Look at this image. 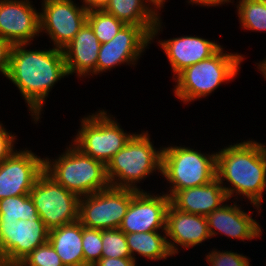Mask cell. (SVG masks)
Here are the masks:
<instances>
[{
  "label": "cell",
  "mask_w": 266,
  "mask_h": 266,
  "mask_svg": "<svg viewBox=\"0 0 266 266\" xmlns=\"http://www.w3.org/2000/svg\"><path fill=\"white\" fill-rule=\"evenodd\" d=\"M32 44L12 46L6 79L11 81L27 105L33 123L38 124L49 94L56 83L68 77L62 49H30ZM27 47H29L27 49Z\"/></svg>",
  "instance_id": "6da1fadb"
},
{
  "label": "cell",
  "mask_w": 266,
  "mask_h": 266,
  "mask_svg": "<svg viewBox=\"0 0 266 266\" xmlns=\"http://www.w3.org/2000/svg\"><path fill=\"white\" fill-rule=\"evenodd\" d=\"M248 139L216 150V178L228 199L247 200L260 216L266 191V143Z\"/></svg>",
  "instance_id": "7a4b0ae2"
},
{
  "label": "cell",
  "mask_w": 266,
  "mask_h": 266,
  "mask_svg": "<svg viewBox=\"0 0 266 266\" xmlns=\"http://www.w3.org/2000/svg\"><path fill=\"white\" fill-rule=\"evenodd\" d=\"M48 238L30 195L0 200V266L19 264Z\"/></svg>",
  "instance_id": "3957f363"
},
{
  "label": "cell",
  "mask_w": 266,
  "mask_h": 266,
  "mask_svg": "<svg viewBox=\"0 0 266 266\" xmlns=\"http://www.w3.org/2000/svg\"><path fill=\"white\" fill-rule=\"evenodd\" d=\"M221 47L214 55L179 72L173 82L175 98L184 104L209 97L222 84L231 83L240 73L245 55ZM239 72V73H238Z\"/></svg>",
  "instance_id": "277c9868"
},
{
  "label": "cell",
  "mask_w": 266,
  "mask_h": 266,
  "mask_svg": "<svg viewBox=\"0 0 266 266\" xmlns=\"http://www.w3.org/2000/svg\"><path fill=\"white\" fill-rule=\"evenodd\" d=\"M151 137L148 130L141 129L113 156L106 166L111 187L144 191L138 184L154 173L161 176L162 146L155 147Z\"/></svg>",
  "instance_id": "5b68a950"
},
{
  "label": "cell",
  "mask_w": 266,
  "mask_h": 266,
  "mask_svg": "<svg viewBox=\"0 0 266 266\" xmlns=\"http://www.w3.org/2000/svg\"><path fill=\"white\" fill-rule=\"evenodd\" d=\"M44 157V171L79 198L107 189L106 166L85 155L71 142L63 153Z\"/></svg>",
  "instance_id": "8992f818"
},
{
  "label": "cell",
  "mask_w": 266,
  "mask_h": 266,
  "mask_svg": "<svg viewBox=\"0 0 266 266\" xmlns=\"http://www.w3.org/2000/svg\"><path fill=\"white\" fill-rule=\"evenodd\" d=\"M162 146L161 176L169 197L177 190L206 185L216 178V152L204 153L190 146Z\"/></svg>",
  "instance_id": "52a82bcc"
},
{
  "label": "cell",
  "mask_w": 266,
  "mask_h": 266,
  "mask_svg": "<svg viewBox=\"0 0 266 266\" xmlns=\"http://www.w3.org/2000/svg\"><path fill=\"white\" fill-rule=\"evenodd\" d=\"M79 120L80 128L71 137V143L105 166L135 134L124 131L118 119L106 109H98Z\"/></svg>",
  "instance_id": "ba28073f"
},
{
  "label": "cell",
  "mask_w": 266,
  "mask_h": 266,
  "mask_svg": "<svg viewBox=\"0 0 266 266\" xmlns=\"http://www.w3.org/2000/svg\"><path fill=\"white\" fill-rule=\"evenodd\" d=\"M29 195L49 231L78 221L79 197L45 171L38 176Z\"/></svg>",
  "instance_id": "9c48e42d"
},
{
  "label": "cell",
  "mask_w": 266,
  "mask_h": 266,
  "mask_svg": "<svg viewBox=\"0 0 266 266\" xmlns=\"http://www.w3.org/2000/svg\"><path fill=\"white\" fill-rule=\"evenodd\" d=\"M136 192L109 186L80 197L78 221L90 229H118Z\"/></svg>",
  "instance_id": "30bf717a"
},
{
  "label": "cell",
  "mask_w": 266,
  "mask_h": 266,
  "mask_svg": "<svg viewBox=\"0 0 266 266\" xmlns=\"http://www.w3.org/2000/svg\"><path fill=\"white\" fill-rule=\"evenodd\" d=\"M76 0H42L39 9L40 36L52 47L63 49L87 22L88 11Z\"/></svg>",
  "instance_id": "8fae6325"
},
{
  "label": "cell",
  "mask_w": 266,
  "mask_h": 266,
  "mask_svg": "<svg viewBox=\"0 0 266 266\" xmlns=\"http://www.w3.org/2000/svg\"><path fill=\"white\" fill-rule=\"evenodd\" d=\"M151 44V36L141 26L124 25L111 41L101 44L96 75L122 64L135 67Z\"/></svg>",
  "instance_id": "7c38bea8"
},
{
  "label": "cell",
  "mask_w": 266,
  "mask_h": 266,
  "mask_svg": "<svg viewBox=\"0 0 266 266\" xmlns=\"http://www.w3.org/2000/svg\"><path fill=\"white\" fill-rule=\"evenodd\" d=\"M161 18L160 16L153 28L151 43L156 42L166 55L172 69V79L186 67L211 57L223 46L215 40L213 41L197 35L183 34V36L181 35L175 38L158 39L165 27ZM155 39L158 41H154Z\"/></svg>",
  "instance_id": "4fadbf2b"
},
{
  "label": "cell",
  "mask_w": 266,
  "mask_h": 266,
  "mask_svg": "<svg viewBox=\"0 0 266 266\" xmlns=\"http://www.w3.org/2000/svg\"><path fill=\"white\" fill-rule=\"evenodd\" d=\"M29 149L17 148L0 163V200L29 195L38 176L44 171V157Z\"/></svg>",
  "instance_id": "5bb4252c"
},
{
  "label": "cell",
  "mask_w": 266,
  "mask_h": 266,
  "mask_svg": "<svg viewBox=\"0 0 266 266\" xmlns=\"http://www.w3.org/2000/svg\"><path fill=\"white\" fill-rule=\"evenodd\" d=\"M137 191L123 217L119 229L124 233L166 231L169 196L152 191ZM162 193V194H161Z\"/></svg>",
  "instance_id": "9a60e30c"
},
{
  "label": "cell",
  "mask_w": 266,
  "mask_h": 266,
  "mask_svg": "<svg viewBox=\"0 0 266 266\" xmlns=\"http://www.w3.org/2000/svg\"><path fill=\"white\" fill-rule=\"evenodd\" d=\"M40 36L39 10L31 0H0V37L12 45Z\"/></svg>",
  "instance_id": "2e32d148"
},
{
  "label": "cell",
  "mask_w": 266,
  "mask_h": 266,
  "mask_svg": "<svg viewBox=\"0 0 266 266\" xmlns=\"http://www.w3.org/2000/svg\"><path fill=\"white\" fill-rule=\"evenodd\" d=\"M232 201L228 199L206 216L211 238L214 239L213 237L221 234L230 240L237 239L242 242L260 239L263 234L262 226L252 217L254 212L248 209L247 213L237 200Z\"/></svg>",
  "instance_id": "e0dca14e"
},
{
  "label": "cell",
  "mask_w": 266,
  "mask_h": 266,
  "mask_svg": "<svg viewBox=\"0 0 266 266\" xmlns=\"http://www.w3.org/2000/svg\"><path fill=\"white\" fill-rule=\"evenodd\" d=\"M166 237L168 247L174 256L180 248L192 249L211 240L207 218L204 215L180 211L169 204L166 213ZM201 244V245H200Z\"/></svg>",
  "instance_id": "ac0fdd59"
},
{
  "label": "cell",
  "mask_w": 266,
  "mask_h": 266,
  "mask_svg": "<svg viewBox=\"0 0 266 266\" xmlns=\"http://www.w3.org/2000/svg\"><path fill=\"white\" fill-rule=\"evenodd\" d=\"M100 46L101 43L93 29L86 22L76 36L62 49L68 76L74 75L80 78L78 80L96 76Z\"/></svg>",
  "instance_id": "d6986e66"
},
{
  "label": "cell",
  "mask_w": 266,
  "mask_h": 266,
  "mask_svg": "<svg viewBox=\"0 0 266 266\" xmlns=\"http://www.w3.org/2000/svg\"><path fill=\"white\" fill-rule=\"evenodd\" d=\"M169 198L170 204L174 208L204 216L228 200L225 190L217 178L206 185L177 190Z\"/></svg>",
  "instance_id": "ffe728a7"
},
{
  "label": "cell",
  "mask_w": 266,
  "mask_h": 266,
  "mask_svg": "<svg viewBox=\"0 0 266 266\" xmlns=\"http://www.w3.org/2000/svg\"><path fill=\"white\" fill-rule=\"evenodd\" d=\"M104 10L125 25L141 26L150 36L162 14L149 0H110Z\"/></svg>",
  "instance_id": "44dd1931"
},
{
  "label": "cell",
  "mask_w": 266,
  "mask_h": 266,
  "mask_svg": "<svg viewBox=\"0 0 266 266\" xmlns=\"http://www.w3.org/2000/svg\"><path fill=\"white\" fill-rule=\"evenodd\" d=\"M48 242L64 266H84L82 224L79 221L50 230Z\"/></svg>",
  "instance_id": "7402d4cb"
},
{
  "label": "cell",
  "mask_w": 266,
  "mask_h": 266,
  "mask_svg": "<svg viewBox=\"0 0 266 266\" xmlns=\"http://www.w3.org/2000/svg\"><path fill=\"white\" fill-rule=\"evenodd\" d=\"M125 236L131 257L136 263V255L158 262L173 257L168 247L166 231L125 233Z\"/></svg>",
  "instance_id": "603a6c76"
},
{
  "label": "cell",
  "mask_w": 266,
  "mask_h": 266,
  "mask_svg": "<svg viewBox=\"0 0 266 266\" xmlns=\"http://www.w3.org/2000/svg\"><path fill=\"white\" fill-rule=\"evenodd\" d=\"M235 6L239 27L266 33V0H237Z\"/></svg>",
  "instance_id": "cb8c5ba5"
},
{
  "label": "cell",
  "mask_w": 266,
  "mask_h": 266,
  "mask_svg": "<svg viewBox=\"0 0 266 266\" xmlns=\"http://www.w3.org/2000/svg\"><path fill=\"white\" fill-rule=\"evenodd\" d=\"M87 23L101 44L111 41L125 25L105 10H91L87 14Z\"/></svg>",
  "instance_id": "d4e9b609"
},
{
  "label": "cell",
  "mask_w": 266,
  "mask_h": 266,
  "mask_svg": "<svg viewBox=\"0 0 266 266\" xmlns=\"http://www.w3.org/2000/svg\"><path fill=\"white\" fill-rule=\"evenodd\" d=\"M102 257L132 258L125 233L119 228L102 230Z\"/></svg>",
  "instance_id": "484cf974"
},
{
  "label": "cell",
  "mask_w": 266,
  "mask_h": 266,
  "mask_svg": "<svg viewBox=\"0 0 266 266\" xmlns=\"http://www.w3.org/2000/svg\"><path fill=\"white\" fill-rule=\"evenodd\" d=\"M84 266H93L102 258V230L82 225Z\"/></svg>",
  "instance_id": "4316f807"
},
{
  "label": "cell",
  "mask_w": 266,
  "mask_h": 266,
  "mask_svg": "<svg viewBox=\"0 0 266 266\" xmlns=\"http://www.w3.org/2000/svg\"><path fill=\"white\" fill-rule=\"evenodd\" d=\"M20 266H64L56 250L49 242L38 246L20 263Z\"/></svg>",
  "instance_id": "83f0119b"
},
{
  "label": "cell",
  "mask_w": 266,
  "mask_h": 266,
  "mask_svg": "<svg viewBox=\"0 0 266 266\" xmlns=\"http://www.w3.org/2000/svg\"><path fill=\"white\" fill-rule=\"evenodd\" d=\"M250 257L232 250L211 248L205 255L208 266H252Z\"/></svg>",
  "instance_id": "f1b7e54d"
},
{
  "label": "cell",
  "mask_w": 266,
  "mask_h": 266,
  "mask_svg": "<svg viewBox=\"0 0 266 266\" xmlns=\"http://www.w3.org/2000/svg\"><path fill=\"white\" fill-rule=\"evenodd\" d=\"M0 121V163L6 160L16 149L17 135L8 131L6 125ZM13 133V134H12Z\"/></svg>",
  "instance_id": "f546056e"
},
{
  "label": "cell",
  "mask_w": 266,
  "mask_h": 266,
  "mask_svg": "<svg viewBox=\"0 0 266 266\" xmlns=\"http://www.w3.org/2000/svg\"><path fill=\"white\" fill-rule=\"evenodd\" d=\"M12 44L0 37V75L7 76Z\"/></svg>",
  "instance_id": "4dcf8cb0"
},
{
  "label": "cell",
  "mask_w": 266,
  "mask_h": 266,
  "mask_svg": "<svg viewBox=\"0 0 266 266\" xmlns=\"http://www.w3.org/2000/svg\"><path fill=\"white\" fill-rule=\"evenodd\" d=\"M138 263L132 258H106L102 257L93 266H137Z\"/></svg>",
  "instance_id": "1f68e13d"
},
{
  "label": "cell",
  "mask_w": 266,
  "mask_h": 266,
  "mask_svg": "<svg viewBox=\"0 0 266 266\" xmlns=\"http://www.w3.org/2000/svg\"><path fill=\"white\" fill-rule=\"evenodd\" d=\"M188 3V5H194V6H199V7H220V6H225L226 5H230V1L229 0H187L186 1ZM229 3V4H228Z\"/></svg>",
  "instance_id": "d6a6232c"
},
{
  "label": "cell",
  "mask_w": 266,
  "mask_h": 266,
  "mask_svg": "<svg viewBox=\"0 0 266 266\" xmlns=\"http://www.w3.org/2000/svg\"><path fill=\"white\" fill-rule=\"evenodd\" d=\"M87 11L91 10H104L109 4L110 0H79Z\"/></svg>",
  "instance_id": "836d02e7"
},
{
  "label": "cell",
  "mask_w": 266,
  "mask_h": 266,
  "mask_svg": "<svg viewBox=\"0 0 266 266\" xmlns=\"http://www.w3.org/2000/svg\"><path fill=\"white\" fill-rule=\"evenodd\" d=\"M255 66H257L256 69L258 70V72L260 71V74H262V76L266 80V56L262 61L256 62Z\"/></svg>",
  "instance_id": "e575fe53"
},
{
  "label": "cell",
  "mask_w": 266,
  "mask_h": 266,
  "mask_svg": "<svg viewBox=\"0 0 266 266\" xmlns=\"http://www.w3.org/2000/svg\"><path fill=\"white\" fill-rule=\"evenodd\" d=\"M149 1L159 12H164L161 10L164 9L167 0H149Z\"/></svg>",
  "instance_id": "d590c367"
},
{
  "label": "cell",
  "mask_w": 266,
  "mask_h": 266,
  "mask_svg": "<svg viewBox=\"0 0 266 266\" xmlns=\"http://www.w3.org/2000/svg\"><path fill=\"white\" fill-rule=\"evenodd\" d=\"M6 266H20L19 264H8Z\"/></svg>",
  "instance_id": "8d00e7d4"
},
{
  "label": "cell",
  "mask_w": 266,
  "mask_h": 266,
  "mask_svg": "<svg viewBox=\"0 0 266 266\" xmlns=\"http://www.w3.org/2000/svg\"><path fill=\"white\" fill-rule=\"evenodd\" d=\"M229 1L231 2L232 5L235 3V2H234L235 0H229Z\"/></svg>",
  "instance_id": "74e56055"
}]
</instances>
